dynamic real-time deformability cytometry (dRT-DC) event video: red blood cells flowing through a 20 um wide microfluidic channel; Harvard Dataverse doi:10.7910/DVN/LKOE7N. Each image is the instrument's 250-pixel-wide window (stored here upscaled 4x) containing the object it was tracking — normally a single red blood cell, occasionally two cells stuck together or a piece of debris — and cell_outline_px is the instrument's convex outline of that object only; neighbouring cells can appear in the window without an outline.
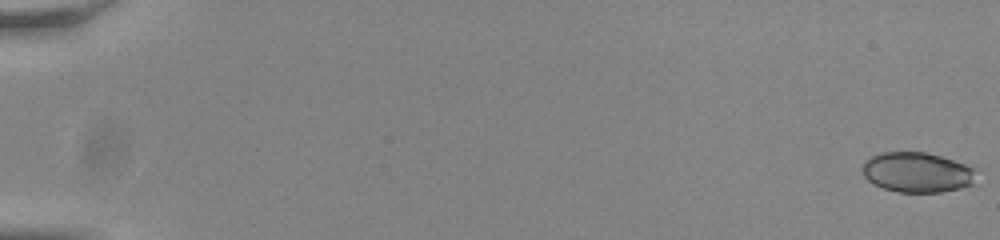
{"species": "common noctule bat (a hibernating species)", "species_latin": "Nyctalus noctula", "temperature_condition": "room temperature", "stored_images_in_passage": 54, "camera_frame_rate_fps": 3000, "um_per_image_px": 0.085, "animal": {"sex": "male", "body_mass_g": 20.0, "forearm_length_mm": 53.3}, "frame": {"image": 1, "passage_image": 1, "time_ms": 0.0, "image_size_px": [1000, 240], "cell_outline_px": [[980, 168], [972, 184], [960, 188], [940, 192], [900, 192], [884, 188], [872, 184], [864, 176], [860, 168], [864, 160], [880, 152], [924, 152], [976, 164]], "centroid_in_image_um": [78.03, 14.62], "position_along_channel_um": 7.0, "area_um2": 27.46}}